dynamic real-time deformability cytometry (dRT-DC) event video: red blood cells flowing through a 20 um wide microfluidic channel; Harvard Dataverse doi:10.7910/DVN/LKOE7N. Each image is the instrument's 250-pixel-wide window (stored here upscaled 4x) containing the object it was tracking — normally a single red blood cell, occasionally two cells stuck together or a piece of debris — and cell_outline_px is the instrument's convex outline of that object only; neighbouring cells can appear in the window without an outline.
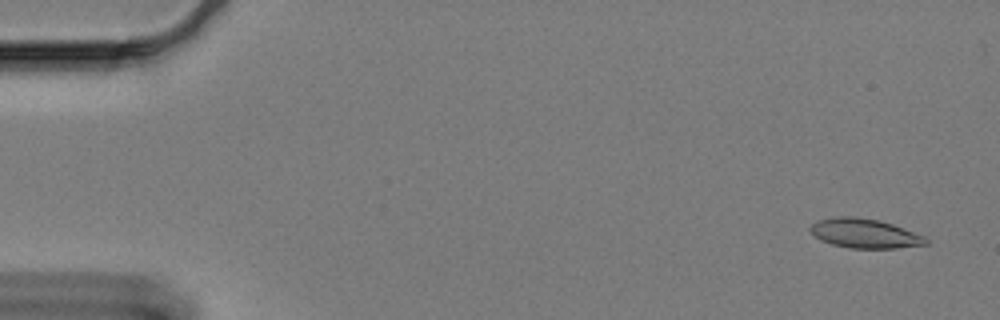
{"species": "Egyptian fruit bat (a non-hibernating species)", "species_latin": "Rousettus aegyptiacus", "temperature_condition": "cold", "stored_images_in_passage": 61, "camera_frame_rate_fps": 3000, "um_per_image_px": 0.085, "animal": {"sex": "female"}, "frame": {"image": 1, "passage_image": 3, "time_ms": 0.667, "image_size_px": [1000, 320], "cell_outline_px": [[928, 244], [896, 248], [848, 248], [832, 244], [816, 236], [808, 228], [816, 220], [832, 216], [856, 216], [880, 220], [892, 224], [924, 236], [928, 240]], "centroid_in_image_um": [73.48, 19.82], "position_along_channel_um": 11.5, "area_um2": 19.77}}
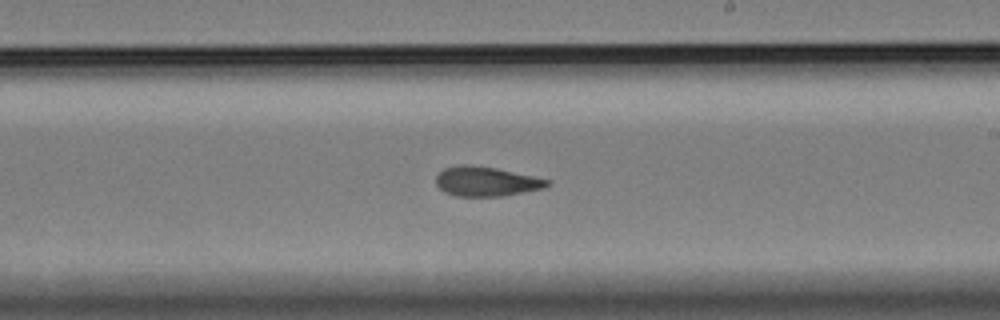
{"frame": {"image": 2, "passage_image": 36, "time_ms": 11.667, "image_size_px": [1000, 320], "cell_outline_px": [[552, 180], [544, 188], [504, 196], [456, 196], [444, 192], [436, 184], [436, 176], [444, 168], [460, 164], [472, 164], [496, 168]], "centroid_in_image_um": [41.31, 15.41], "position_along_channel_um": 247.7, "area_um2": 19.25}}
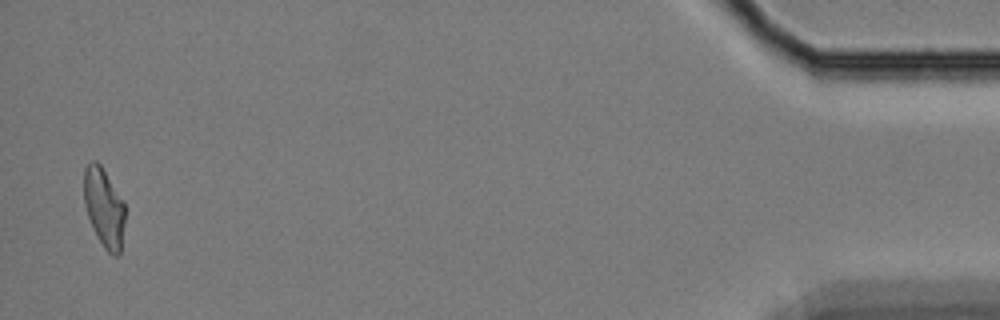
{"frame": {"image": 3, "passage_image": 60, "time_ms": 19.667, "image_size_px": [1000, 320], "cell_outline_px": [[124, 224], [120, 252], [116, 256], [112, 256], [104, 248], [96, 236], [92, 228], [84, 204], [84, 168], [92, 160], [96, 160], [100, 164], [124, 204]], "centroid_in_image_um": [8.82, 17.67], "position_along_channel_um": 426.4, "area_um2": 18.67}, "authors_computed_cell_mechanics": {"area_um2": 19.5364, "velocity_mm_per_s": 3.2678, "shape_relaxation_time_tau1_ms": null, "shape_relaxation_time_tau2_ms": 2.3232, "deformation_change_tau1": null, "deformation_change_tau2": 0.0909}}